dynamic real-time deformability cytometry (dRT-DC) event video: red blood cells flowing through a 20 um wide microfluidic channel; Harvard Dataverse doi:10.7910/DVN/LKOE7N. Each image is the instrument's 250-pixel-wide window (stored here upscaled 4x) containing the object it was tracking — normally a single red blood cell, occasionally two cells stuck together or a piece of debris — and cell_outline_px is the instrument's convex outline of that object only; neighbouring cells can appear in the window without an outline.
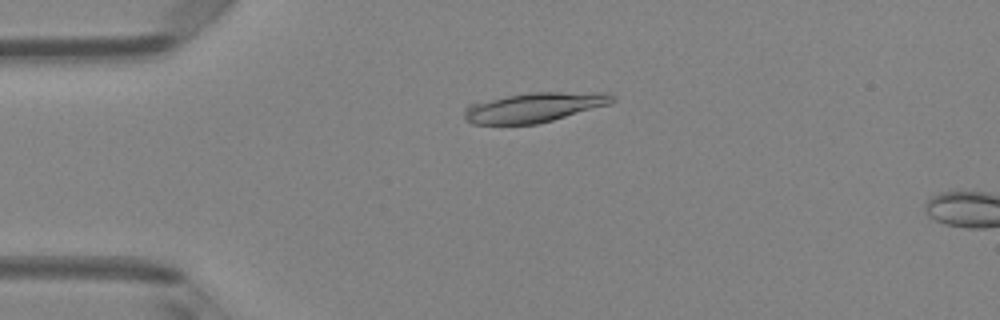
{"species": "Egyptian fruit bat (a non-hibernating species)", "species_latin": "Rousettus aegyptiacus", "temperature_condition": "room temperature", "stored_images_in_passage": 4, "camera_frame_rate_fps": 3000, "um_per_image_px": 0.085, "animal": {"sex": "female"}, "frame": {"image": 1, "passage_image": 3, "time_ms": 0.667, "image_size_px": [1000, 320], "cell_outline_px": [[616, 100], [608, 104], [552, 120], [536, 124], [472, 124], [464, 116], [464, 108], [468, 104], [528, 92], [612, 92], [616, 96]], "centroid_in_image_um": [45.43, 9.11], "position_along_channel_um": 39.6, "area_um2": 25.49}}